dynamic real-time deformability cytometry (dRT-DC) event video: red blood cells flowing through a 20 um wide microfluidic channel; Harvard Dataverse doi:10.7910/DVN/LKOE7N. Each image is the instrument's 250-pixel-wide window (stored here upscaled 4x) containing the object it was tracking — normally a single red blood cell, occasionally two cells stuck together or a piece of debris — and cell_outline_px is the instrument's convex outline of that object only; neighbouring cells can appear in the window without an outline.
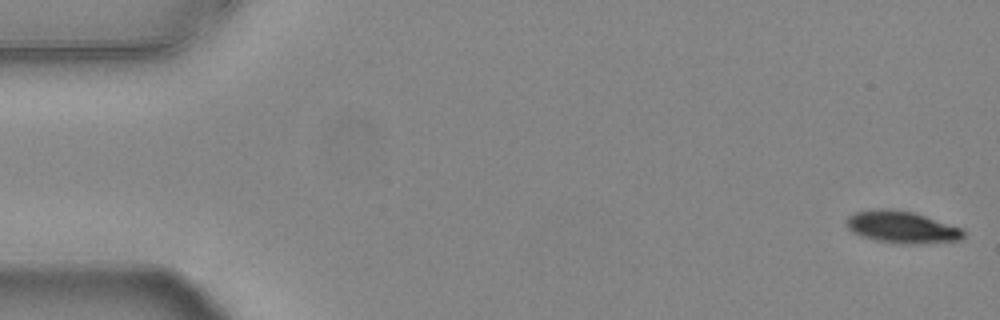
{"species": "common noctule bat (a hibernating species)", "species_latin": "Nyctalus noctula", "temperature_condition": "warm", "stored_images_in_passage": 55, "camera_frame_rate_fps": 3000, "um_per_image_px": 0.085, "animal": {"sex": "female", "body_mass_g": 24.6, "forearm_length_mm": 56.2}, "frame": {"image": 1, "passage_image": 1, "time_ms": 0.0, "image_size_px": [1000, 320], "cell_outline_px": [[964, 236], [960, 240], [912, 244], [876, 240], [860, 236], [852, 232], [848, 228], [848, 216], [856, 212], [880, 208], [888, 208], [912, 212], [960, 228], [964, 232]], "centroid_in_image_um": [76.62, 19.3], "position_along_channel_um": 8.4, "area_um2": 21.27}}
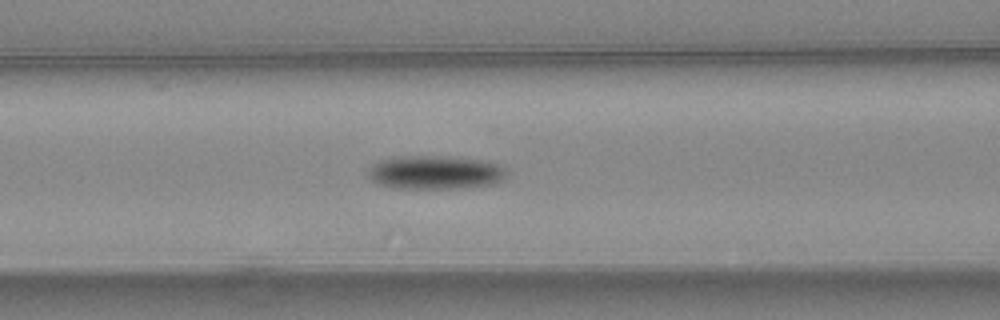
{"frame": {"image": 2, "passage_image": 22, "time_ms": 7.0, "image_size_px": [1000, 320], "cell_outline_px": [[508, 176], [504, 180], [492, 184], [464, 188], [396, 188], [376, 184], [368, 176], [368, 168], [372, 164], [380, 160], [396, 156], [440, 156], [488, 160], [504, 168], [508, 172]], "centroid_in_image_um": [37.0, 14.65], "position_along_channel_um": 129.6, "area_um2": 27.51}}
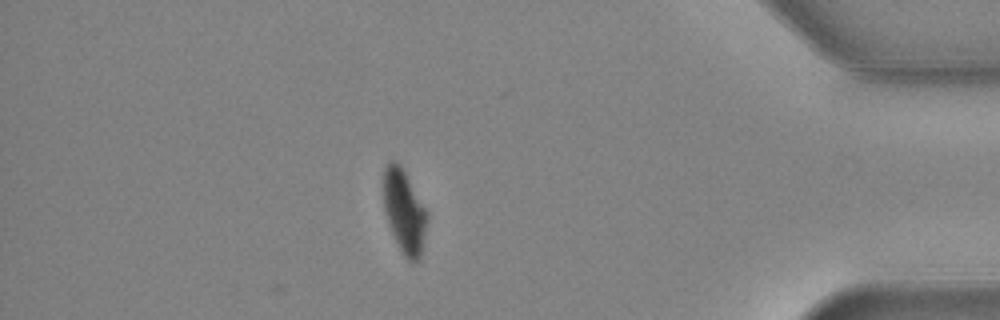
{"frame": {"image": 3, "passage_image": 47, "time_ms": 15.333, "image_size_px": [1000, 320], "cell_outline_px": [[428, 220], [420, 256], [416, 260], [408, 260], [404, 256], [388, 224], [384, 208], [384, 168], [388, 160], [396, 160], [400, 164], [428, 212]], "centroid_in_image_um": [34.36, 17.92], "position_along_channel_um": 400.8, "area_um2": 20.98}, "authors_computed_cell_mechanics": {"area_um2": 24.565, "velocity_mm_per_s": 3.7671, "shape_relaxation_time_tau1_ms": 2.6121, "shape_relaxation_time_tau2_ms": null, "deformation_change_tau1": 0.1307, "deformation_change_tau2": null}}